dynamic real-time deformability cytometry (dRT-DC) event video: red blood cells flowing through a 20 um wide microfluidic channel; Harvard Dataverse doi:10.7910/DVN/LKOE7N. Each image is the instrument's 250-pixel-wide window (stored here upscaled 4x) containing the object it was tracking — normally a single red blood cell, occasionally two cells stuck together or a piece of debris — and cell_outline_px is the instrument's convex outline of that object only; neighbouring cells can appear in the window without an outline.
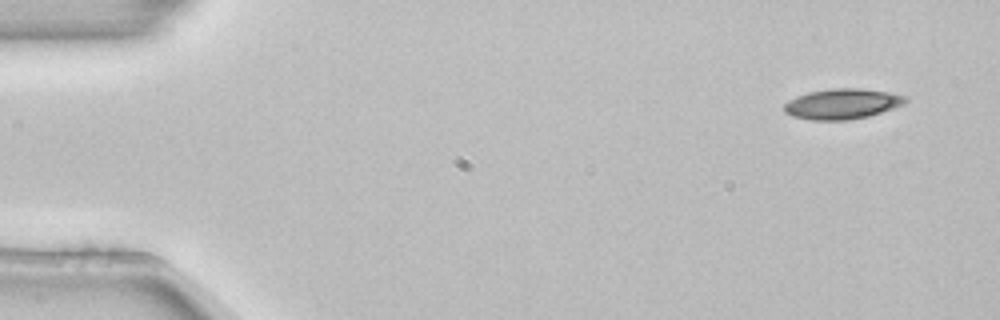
{"species": "common noctule bat (a hibernating species)", "species_latin": "Nyctalus noctula", "temperature_condition": "room temperature", "stored_images_in_passage": 4, "camera_frame_rate_fps": 3000, "um_per_image_px": 0.085, "animal": {"sex": "female", "body_mass_g": 22.7, "forearm_length_mm": 54.2}, "frame": {"image": 1, "passage_image": 1, "time_ms": 0.0, "image_size_px": [1000, 320], "cell_outline_px": [[908, 100], [904, 104], [868, 116], [848, 120], [812, 120], [792, 116], [784, 112], [784, 104], [788, 100], [796, 96], [808, 92], [832, 88], [860, 88], [888, 92], [908, 96]], "centroid_in_image_um": [71.57, 8.82], "position_along_channel_um": 13.4, "area_um2": 21.5}}
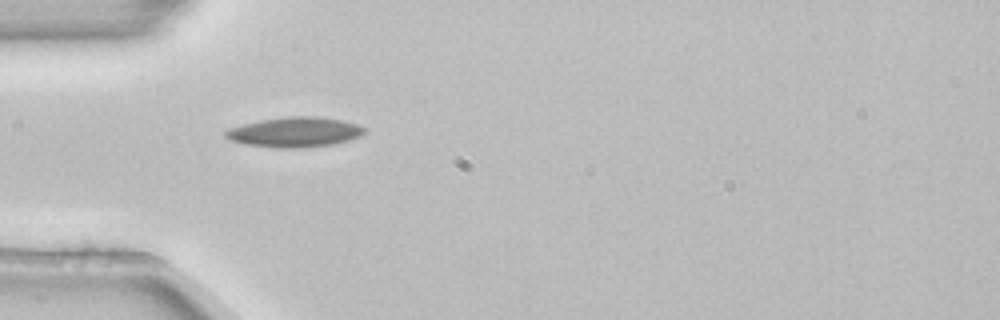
{"frame": {"image": 2, "passage_image": 4, "time_ms": 1.0, "image_size_px": [1000, 320], "cell_outline_px": [[364, 132], [360, 136], [348, 140], [332, 144], [304, 148], [276, 148], [244, 144], [232, 140], [224, 136], [224, 132], [228, 128], [260, 120], [288, 116], [316, 116], [344, 120], [356, 124], [364, 128]], "centroid_in_image_um": [25.03, 11.23], "position_along_channel_um": 60.0, "area_um2": 24.28}}